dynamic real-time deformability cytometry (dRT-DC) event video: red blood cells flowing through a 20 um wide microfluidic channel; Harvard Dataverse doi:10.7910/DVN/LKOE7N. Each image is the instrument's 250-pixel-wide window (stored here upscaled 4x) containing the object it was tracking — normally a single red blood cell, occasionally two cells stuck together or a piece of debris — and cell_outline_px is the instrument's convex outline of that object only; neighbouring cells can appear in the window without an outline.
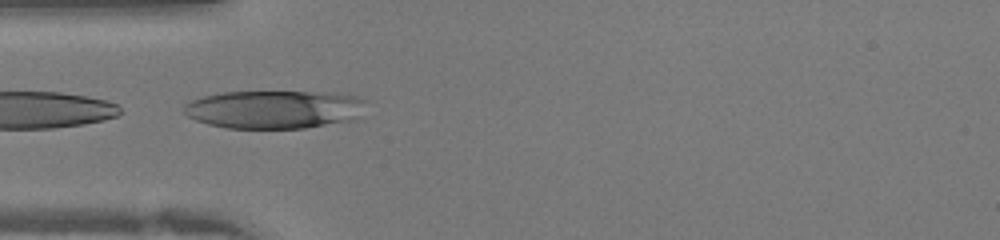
{"species": "human", "species_latin": "Homo sapiens", "temperature_condition": "warm", "stored_images_in_passage": 20, "camera_frame_rate_fps": 3000, "um_per_image_px": 0.085, "donor": {"sex": "female"}, "frame": {"image": 1, "passage_image": 12, "time_ms": 3.667, "image_size_px": [1000, 240], "cell_outline_px": [[364, 100], [356, 120], [304, 128], [228, 128], [208, 124], [196, 120], [188, 116], [184, 112], [184, 104], [192, 100], [204, 96], [224, 92], [348, 92], [360, 96]], "centroid_in_image_um": [23.35, 9.29], "position_along_channel_um": 61.6, "area_um2": 40.75}}
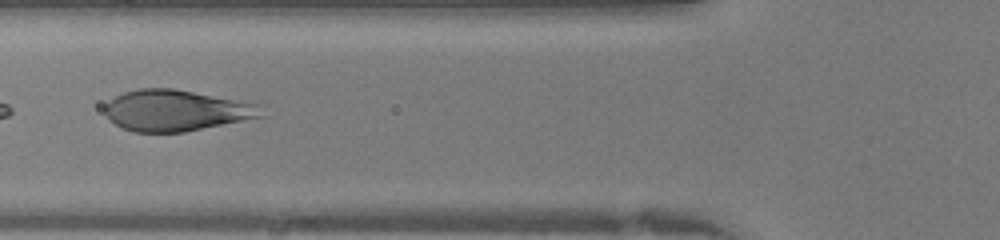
{"frame": {"image": 2, "passage_image": 15, "time_ms": 4.667, "image_size_px": [1000, 240], "cell_outline_px": [[264, 116], [184, 132], [132, 132], [108, 120], [104, 112], [104, 104], [116, 96], [124, 92], [140, 88], [172, 88], [244, 100], [264, 104]], "centroid_in_image_um": [15.01, 9.38], "position_along_channel_um": 110.8, "area_um2": 37.97}}
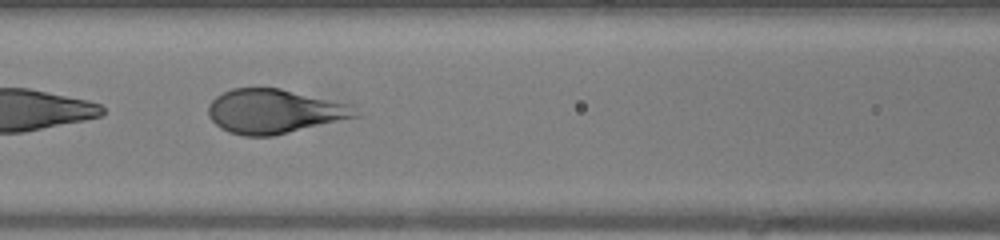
{"frame": {"image": 3, "passage_image": 17, "time_ms": 5.333, "image_size_px": [1000, 240], "cell_outline_px": [[360, 116], [272, 136], [244, 136], [228, 132], [220, 128], [208, 116], [208, 104], [216, 96], [232, 88], [280, 88], [344, 104]], "centroid_in_image_um": [23.19, 9.48], "position_along_channel_um": 143.4, "area_um2": 37.17}}